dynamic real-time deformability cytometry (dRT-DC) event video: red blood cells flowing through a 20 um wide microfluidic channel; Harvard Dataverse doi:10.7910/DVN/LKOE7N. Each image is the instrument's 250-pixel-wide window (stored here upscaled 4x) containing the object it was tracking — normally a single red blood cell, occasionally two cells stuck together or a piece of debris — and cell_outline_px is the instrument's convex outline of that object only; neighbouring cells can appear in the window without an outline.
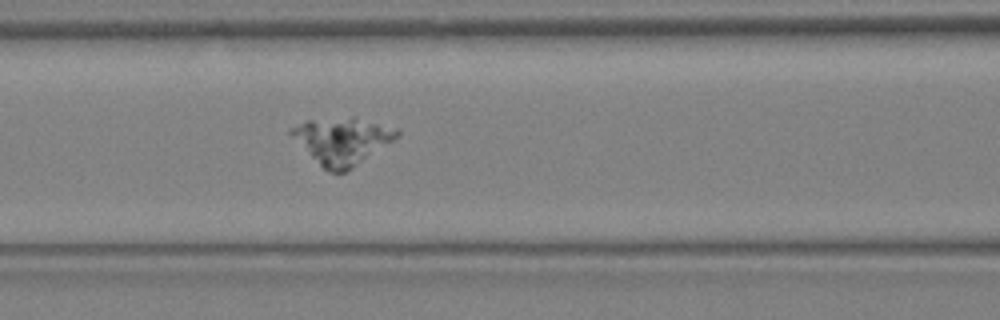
{"species": "Egyptian fruit bat (a non-hibernating species)", "species_latin": "Rousettus aegyptiacus", "temperature_condition": "warm", "stored_images_in_passage": 7, "camera_frame_rate_fps": 3000, "um_per_image_px": 0.085, "animal": {"sex": "female"}, "frame": {"image": 1, "passage_image": 5, "time_ms": 1.333, "image_size_px": [1000, 320], "cell_outline_px": [[400, 132], [392, 140], [352, 168], [344, 172], [328, 172], [288, 132], [292, 128], [304, 120], [352, 116], [356, 116], [400, 128]], "centroid_in_image_um": [29.11, 11.91], "position_along_channel_um": 137.5, "area_um2": 28.44}}
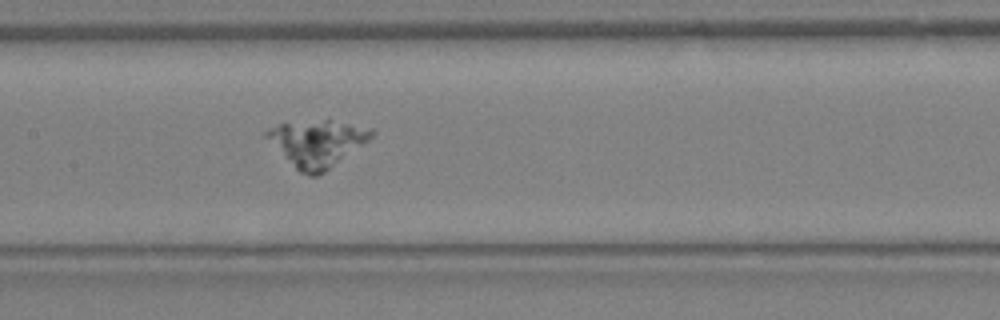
{"frame": {"image": 2, "passage_image": 7, "time_ms": 2.0, "image_size_px": [1000, 320], "cell_outline_px": [[376, 132], [368, 140], [324, 172], [316, 176], [308, 176], [300, 172], [264, 136], [264, 132], [268, 128], [280, 124], [324, 120], [328, 120], [372, 128]], "centroid_in_image_um": [26.95, 12.17], "position_along_channel_um": 180.5, "area_um2": 27.69}}